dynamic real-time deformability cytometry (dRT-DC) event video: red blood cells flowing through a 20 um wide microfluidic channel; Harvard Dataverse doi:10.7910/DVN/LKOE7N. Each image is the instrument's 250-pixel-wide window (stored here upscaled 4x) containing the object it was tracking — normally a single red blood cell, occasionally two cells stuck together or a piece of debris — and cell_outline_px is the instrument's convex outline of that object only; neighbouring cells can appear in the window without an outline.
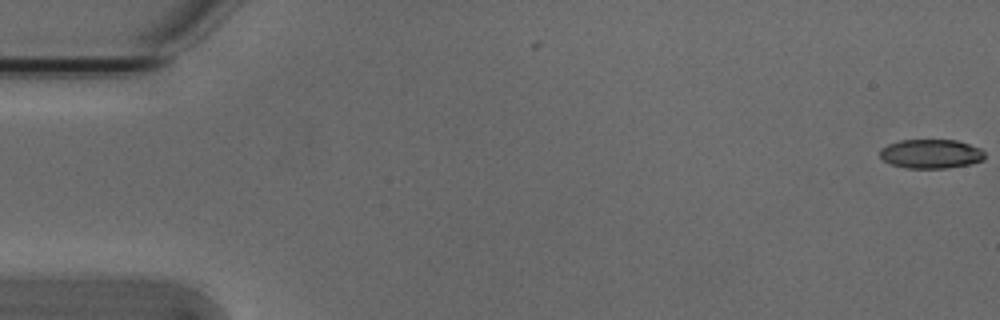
{"species": "Egyptian fruit bat (a non-hibernating species)", "species_latin": "Rousettus aegyptiacus", "temperature_condition": "cold", "stored_images_in_passage": 54, "camera_frame_rate_fps": 3000, "um_per_image_px": 0.085, "animal": {"sex": "male"}, "frame": {"image": 1, "passage_image": 1, "time_ms": 0.0, "image_size_px": [1000, 320], "cell_outline_px": [[984, 160], [972, 164], [944, 168], [908, 168], [892, 164], [884, 160], [880, 156], [880, 148], [888, 144], [900, 140], [956, 140], [980, 148], [984, 152]], "centroid_in_image_um": [79.14, 13.07], "position_along_channel_um": 5.9, "area_um2": 17.74}}
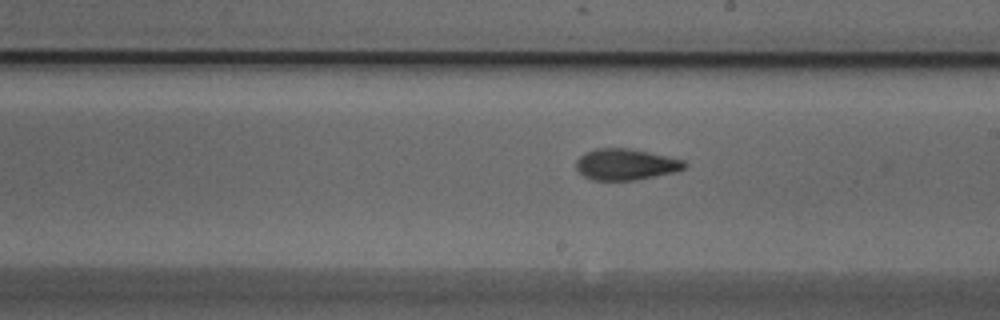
{"frame": {"image": 2, "passage_image": 31, "time_ms": 10.0, "image_size_px": [1000, 320], "cell_outline_px": [[688, 164], [684, 168], [676, 172], [636, 180], [592, 180], [584, 176], [576, 168], [576, 160], [584, 152], [596, 148], [628, 148], [648, 152], [684, 160]], "centroid_in_image_um": [53.18, 13.97], "position_along_channel_um": 235.8, "area_um2": 19.77}}
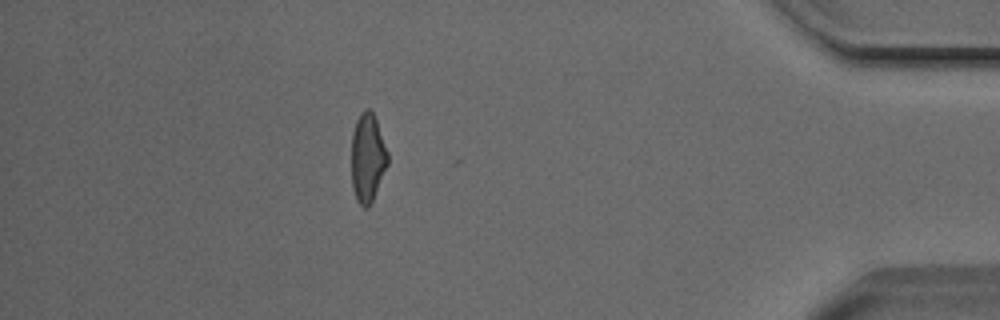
{"frame": {"image": 3, "passage_image": 48, "time_ms": 15.667, "image_size_px": [1000, 320], "cell_outline_px": [[388, 164], [372, 200], [368, 208], [364, 208], [356, 200], [352, 188], [352, 132], [356, 120], [360, 112], [364, 108], [368, 108], [372, 112], [376, 120], [388, 152]], "centroid_in_image_um": [31.23, 13.4], "position_along_channel_um": 404.0, "area_um2": 18.73}}